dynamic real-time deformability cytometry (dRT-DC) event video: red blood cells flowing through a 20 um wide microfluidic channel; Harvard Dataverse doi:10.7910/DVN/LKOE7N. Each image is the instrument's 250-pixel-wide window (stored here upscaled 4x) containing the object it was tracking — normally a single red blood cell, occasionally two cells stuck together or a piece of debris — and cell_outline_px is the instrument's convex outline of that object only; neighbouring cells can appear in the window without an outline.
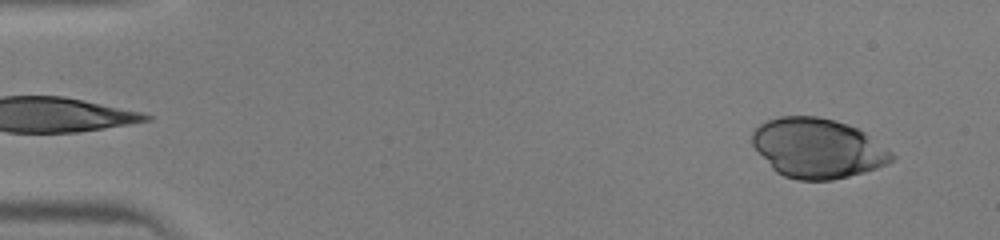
{"species": "human", "species_latin": "Homo sapiens", "temperature_condition": "warm", "stored_images_in_passage": 45, "camera_frame_rate_fps": 3000, "um_per_image_px": 0.085, "donor": {"sex": "male"}, "frame": {"image": 1, "passage_image": 3, "time_ms": 0.667, "image_size_px": [1000, 240], "cell_outline_px": [[896, 156], [892, 160], [876, 168], [864, 172], [832, 180], [796, 180], [784, 176], [776, 172], [772, 168], [752, 144], [752, 132], [760, 124], [768, 120], [780, 116], [816, 116], [836, 120], [848, 124], [864, 132], [892, 152]], "centroid_in_image_um": [69.48, 12.59], "position_along_channel_um": 15.5, "area_um2": 48.26}}
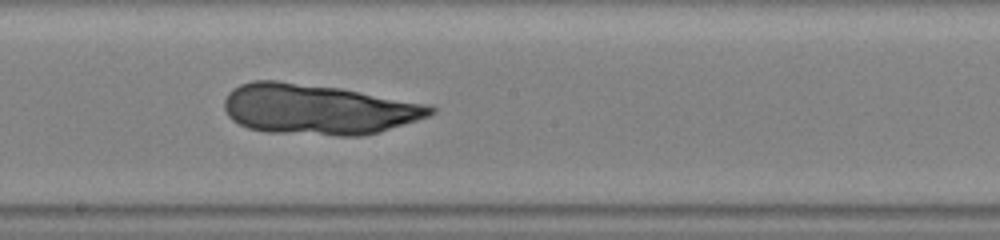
{"frame": {"image": 2, "passage_image": 25, "time_ms": 8.0, "image_size_px": [1000, 240], "cell_outline_px": [[436, 112], [428, 116], [380, 132], [364, 136], [336, 136], [268, 132], [248, 128], [232, 120], [228, 116], [224, 108], [224, 100], [228, 92], [232, 88], [240, 84], [252, 80], [276, 80], [340, 88], [428, 104], [436, 108]], "centroid_in_image_um": [27.0, 9.29], "position_along_channel_um": 221.2, "area_um2": 60.86}}
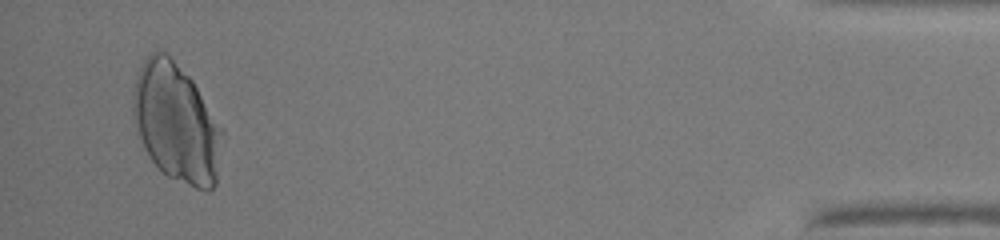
{"frame": {"image": 3, "passage_image": 43, "time_ms": 14.0, "image_size_px": [1000, 240], "cell_outline_px": [[224, 136], [216, 184], [212, 188], [196, 188], [168, 176], [152, 160], [144, 148], [132, 112], [132, 92], [136, 76], [140, 64], [156, 48], [160, 48], [168, 52], [192, 80], [224, 132]], "centroid_in_image_um": [14.98, 10.38], "position_along_channel_um": 420.2, "area_um2": 61.61}}